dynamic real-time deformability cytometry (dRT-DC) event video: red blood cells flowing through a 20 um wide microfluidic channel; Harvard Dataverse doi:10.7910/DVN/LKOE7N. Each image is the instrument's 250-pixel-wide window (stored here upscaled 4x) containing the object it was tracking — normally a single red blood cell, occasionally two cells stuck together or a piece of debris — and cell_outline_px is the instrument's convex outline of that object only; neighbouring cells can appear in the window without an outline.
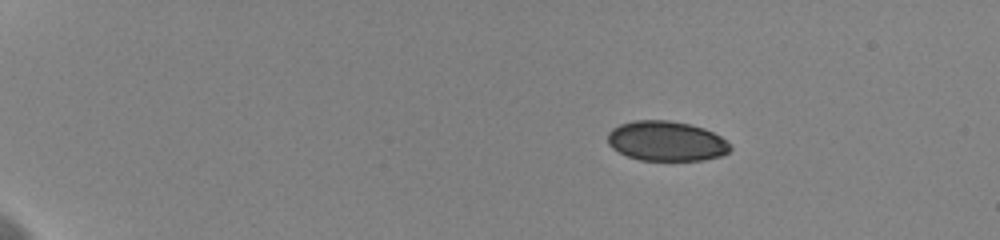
{"species": "human", "species_latin": "Homo sapiens", "temperature_condition": "cold", "stored_images_in_passage": 49, "camera_frame_rate_fps": 3000, "um_per_image_px": 0.085, "donor": {"sex": "female"}, "frame": {"image": 1, "passage_image": 1, "time_ms": 0.0, "image_size_px": [1000, 240], "cell_outline_px": [[732, 148], [728, 152], [720, 156], [704, 160], [640, 160], [628, 156], [612, 148], [608, 144], [608, 132], [612, 128], [620, 124], [636, 120], [668, 120], [688, 124], [704, 128], [720, 136]], "centroid_in_image_um": [56.62, 11.99], "position_along_channel_um": 28.4, "area_um2": 28.32}}
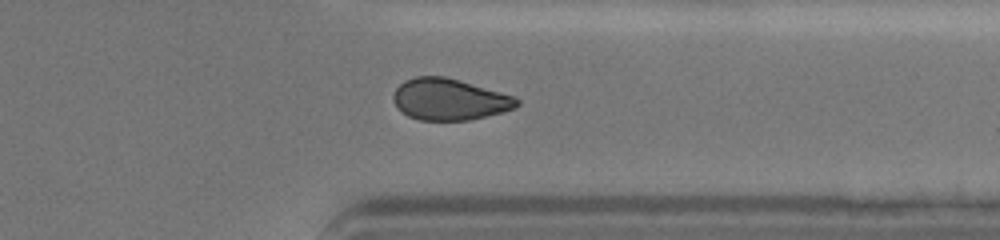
{"frame": {"image": 2, "passage_image": 39, "time_ms": 12.667, "image_size_px": [1000, 240], "cell_outline_px": [[520, 104], [516, 108], [468, 120], [420, 120], [408, 116], [396, 104], [392, 96], [396, 88], [404, 80], [416, 76], [444, 76], [460, 80], [516, 96], [520, 100]], "centroid_in_image_um": [38.23, 8.43], "position_along_channel_um": 373.2, "area_um2": 29.77}}
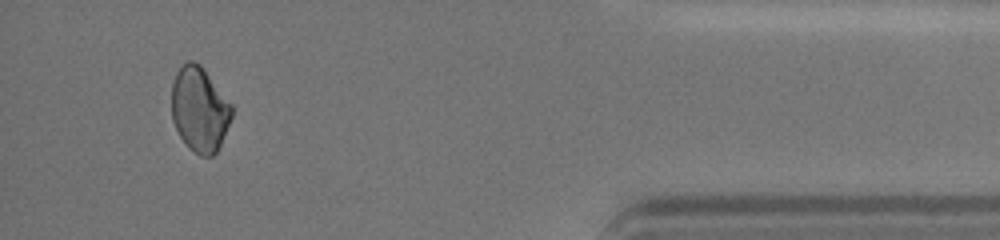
{"frame": {"image": 3, "passage_image": 46, "time_ms": 15.0, "image_size_px": [1000, 240], "cell_outline_px": [[232, 116], [220, 144], [216, 152], [212, 156], [200, 156], [188, 148], [180, 136], [172, 120], [172, 84], [176, 72], [188, 60], [192, 60], [200, 64], [232, 104]], "centroid_in_image_um": [16.95, 9.3], "position_along_channel_um": 418.2, "area_um2": 29.59}, "authors_computed_cell_mechanics": {"area_um2": 30.345, "velocity_mm_per_s": 3.6249, "shape_relaxation_time_tau1_ms": 8.4088, "shape_relaxation_time_tau2_ms": null, "deformation_change_tau1": 0.0913, "deformation_change_tau2": null}}